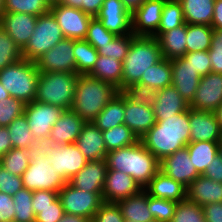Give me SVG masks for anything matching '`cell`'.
<instances>
[{
  "instance_id": "6da1fadb",
  "label": "cell",
  "mask_w": 222,
  "mask_h": 222,
  "mask_svg": "<svg viewBox=\"0 0 222 222\" xmlns=\"http://www.w3.org/2000/svg\"><path fill=\"white\" fill-rule=\"evenodd\" d=\"M140 141L159 161L186 147L190 143L189 109L156 121Z\"/></svg>"
},
{
  "instance_id": "7a4b0ae2",
  "label": "cell",
  "mask_w": 222,
  "mask_h": 222,
  "mask_svg": "<svg viewBox=\"0 0 222 222\" xmlns=\"http://www.w3.org/2000/svg\"><path fill=\"white\" fill-rule=\"evenodd\" d=\"M108 170L131 176L144 189L160 171V161L139 140L136 144L107 153Z\"/></svg>"
},
{
  "instance_id": "3957f363",
  "label": "cell",
  "mask_w": 222,
  "mask_h": 222,
  "mask_svg": "<svg viewBox=\"0 0 222 222\" xmlns=\"http://www.w3.org/2000/svg\"><path fill=\"white\" fill-rule=\"evenodd\" d=\"M118 93V88L111 83L79 75L71 109L85 122H92Z\"/></svg>"
},
{
  "instance_id": "277c9868",
  "label": "cell",
  "mask_w": 222,
  "mask_h": 222,
  "mask_svg": "<svg viewBox=\"0 0 222 222\" xmlns=\"http://www.w3.org/2000/svg\"><path fill=\"white\" fill-rule=\"evenodd\" d=\"M162 58L157 38L136 36L122 62V92H130L140 82L142 74Z\"/></svg>"
},
{
  "instance_id": "5b68a950",
  "label": "cell",
  "mask_w": 222,
  "mask_h": 222,
  "mask_svg": "<svg viewBox=\"0 0 222 222\" xmlns=\"http://www.w3.org/2000/svg\"><path fill=\"white\" fill-rule=\"evenodd\" d=\"M39 73L35 62L21 59L0 70V83L11 98L28 104L36 98Z\"/></svg>"
},
{
  "instance_id": "8992f818",
  "label": "cell",
  "mask_w": 222,
  "mask_h": 222,
  "mask_svg": "<svg viewBox=\"0 0 222 222\" xmlns=\"http://www.w3.org/2000/svg\"><path fill=\"white\" fill-rule=\"evenodd\" d=\"M78 77L70 72H40L35 101L71 109Z\"/></svg>"
},
{
  "instance_id": "52a82bcc",
  "label": "cell",
  "mask_w": 222,
  "mask_h": 222,
  "mask_svg": "<svg viewBox=\"0 0 222 222\" xmlns=\"http://www.w3.org/2000/svg\"><path fill=\"white\" fill-rule=\"evenodd\" d=\"M23 187L35 190H50L59 192L67 181L55 173L44 146L31 151V162L22 174Z\"/></svg>"
},
{
  "instance_id": "ba28073f",
  "label": "cell",
  "mask_w": 222,
  "mask_h": 222,
  "mask_svg": "<svg viewBox=\"0 0 222 222\" xmlns=\"http://www.w3.org/2000/svg\"><path fill=\"white\" fill-rule=\"evenodd\" d=\"M64 38L61 28L50 11L40 15L29 42L22 49V58L35 62Z\"/></svg>"
},
{
  "instance_id": "9c48e42d",
  "label": "cell",
  "mask_w": 222,
  "mask_h": 222,
  "mask_svg": "<svg viewBox=\"0 0 222 222\" xmlns=\"http://www.w3.org/2000/svg\"><path fill=\"white\" fill-rule=\"evenodd\" d=\"M124 124L141 139L156 123L148 96L124 92Z\"/></svg>"
},
{
  "instance_id": "30bf717a",
  "label": "cell",
  "mask_w": 222,
  "mask_h": 222,
  "mask_svg": "<svg viewBox=\"0 0 222 222\" xmlns=\"http://www.w3.org/2000/svg\"><path fill=\"white\" fill-rule=\"evenodd\" d=\"M64 111L61 107L51 104L32 101L25 104L24 115L28 126L37 143L41 146L47 143L50 131Z\"/></svg>"
},
{
  "instance_id": "8fae6325",
  "label": "cell",
  "mask_w": 222,
  "mask_h": 222,
  "mask_svg": "<svg viewBox=\"0 0 222 222\" xmlns=\"http://www.w3.org/2000/svg\"><path fill=\"white\" fill-rule=\"evenodd\" d=\"M64 213L82 216L88 221L93 220L96 211L104 202L102 193L85 192L76 189L68 182L58 192Z\"/></svg>"
},
{
  "instance_id": "7c38bea8",
  "label": "cell",
  "mask_w": 222,
  "mask_h": 222,
  "mask_svg": "<svg viewBox=\"0 0 222 222\" xmlns=\"http://www.w3.org/2000/svg\"><path fill=\"white\" fill-rule=\"evenodd\" d=\"M43 146L46 148L49 161L53 169H55V173L63 177L67 182L80 172L88 162L75 143Z\"/></svg>"
},
{
  "instance_id": "4fadbf2b",
  "label": "cell",
  "mask_w": 222,
  "mask_h": 222,
  "mask_svg": "<svg viewBox=\"0 0 222 222\" xmlns=\"http://www.w3.org/2000/svg\"><path fill=\"white\" fill-rule=\"evenodd\" d=\"M55 17L65 38L84 40L88 26L93 18L80 9L68 7L60 3L50 5L49 10Z\"/></svg>"
},
{
  "instance_id": "5bb4252c",
  "label": "cell",
  "mask_w": 222,
  "mask_h": 222,
  "mask_svg": "<svg viewBox=\"0 0 222 222\" xmlns=\"http://www.w3.org/2000/svg\"><path fill=\"white\" fill-rule=\"evenodd\" d=\"M40 72L76 73L73 39L64 38L36 61Z\"/></svg>"
},
{
  "instance_id": "9a60e30c",
  "label": "cell",
  "mask_w": 222,
  "mask_h": 222,
  "mask_svg": "<svg viewBox=\"0 0 222 222\" xmlns=\"http://www.w3.org/2000/svg\"><path fill=\"white\" fill-rule=\"evenodd\" d=\"M222 104V74L210 72L202 76L189 108L214 112Z\"/></svg>"
},
{
  "instance_id": "2e32d148",
  "label": "cell",
  "mask_w": 222,
  "mask_h": 222,
  "mask_svg": "<svg viewBox=\"0 0 222 222\" xmlns=\"http://www.w3.org/2000/svg\"><path fill=\"white\" fill-rule=\"evenodd\" d=\"M160 171L180 182L186 188L200 176L190 160L187 147L162 159L160 161Z\"/></svg>"
},
{
  "instance_id": "e0dca14e",
  "label": "cell",
  "mask_w": 222,
  "mask_h": 222,
  "mask_svg": "<svg viewBox=\"0 0 222 222\" xmlns=\"http://www.w3.org/2000/svg\"><path fill=\"white\" fill-rule=\"evenodd\" d=\"M166 0H146L132 15V33L135 36L153 37L161 21Z\"/></svg>"
},
{
  "instance_id": "ac0fdd59",
  "label": "cell",
  "mask_w": 222,
  "mask_h": 222,
  "mask_svg": "<svg viewBox=\"0 0 222 222\" xmlns=\"http://www.w3.org/2000/svg\"><path fill=\"white\" fill-rule=\"evenodd\" d=\"M190 143L220 142L222 130L214 112L189 108Z\"/></svg>"
},
{
  "instance_id": "d6986e66",
  "label": "cell",
  "mask_w": 222,
  "mask_h": 222,
  "mask_svg": "<svg viewBox=\"0 0 222 222\" xmlns=\"http://www.w3.org/2000/svg\"><path fill=\"white\" fill-rule=\"evenodd\" d=\"M96 18L115 35L133 34L131 14L125 9L121 0H104Z\"/></svg>"
},
{
  "instance_id": "ffe728a7",
  "label": "cell",
  "mask_w": 222,
  "mask_h": 222,
  "mask_svg": "<svg viewBox=\"0 0 222 222\" xmlns=\"http://www.w3.org/2000/svg\"><path fill=\"white\" fill-rule=\"evenodd\" d=\"M148 97L153 106L156 121L166 120L189 109V103L173 85L159 89Z\"/></svg>"
},
{
  "instance_id": "44dd1931",
  "label": "cell",
  "mask_w": 222,
  "mask_h": 222,
  "mask_svg": "<svg viewBox=\"0 0 222 222\" xmlns=\"http://www.w3.org/2000/svg\"><path fill=\"white\" fill-rule=\"evenodd\" d=\"M38 16L26 13L3 12L0 27L23 49L34 32Z\"/></svg>"
},
{
  "instance_id": "7402d4cb",
  "label": "cell",
  "mask_w": 222,
  "mask_h": 222,
  "mask_svg": "<svg viewBox=\"0 0 222 222\" xmlns=\"http://www.w3.org/2000/svg\"><path fill=\"white\" fill-rule=\"evenodd\" d=\"M143 190L137 182L126 173L107 170L102 191L104 202L117 203Z\"/></svg>"
},
{
  "instance_id": "603a6c76",
  "label": "cell",
  "mask_w": 222,
  "mask_h": 222,
  "mask_svg": "<svg viewBox=\"0 0 222 222\" xmlns=\"http://www.w3.org/2000/svg\"><path fill=\"white\" fill-rule=\"evenodd\" d=\"M85 123L72 109L64 110L53 125L45 145L57 146L75 143Z\"/></svg>"
},
{
  "instance_id": "cb8c5ba5",
  "label": "cell",
  "mask_w": 222,
  "mask_h": 222,
  "mask_svg": "<svg viewBox=\"0 0 222 222\" xmlns=\"http://www.w3.org/2000/svg\"><path fill=\"white\" fill-rule=\"evenodd\" d=\"M170 85H172L171 60L162 58L142 74L140 82L130 92L149 96Z\"/></svg>"
},
{
  "instance_id": "d4e9b609",
  "label": "cell",
  "mask_w": 222,
  "mask_h": 222,
  "mask_svg": "<svg viewBox=\"0 0 222 222\" xmlns=\"http://www.w3.org/2000/svg\"><path fill=\"white\" fill-rule=\"evenodd\" d=\"M172 85L190 104L195 97L201 75L183 57L171 60Z\"/></svg>"
},
{
  "instance_id": "484cf974",
  "label": "cell",
  "mask_w": 222,
  "mask_h": 222,
  "mask_svg": "<svg viewBox=\"0 0 222 222\" xmlns=\"http://www.w3.org/2000/svg\"><path fill=\"white\" fill-rule=\"evenodd\" d=\"M107 170L106 159L88 161L85 167L73 176L68 183L85 192L102 193Z\"/></svg>"
},
{
  "instance_id": "4316f807",
  "label": "cell",
  "mask_w": 222,
  "mask_h": 222,
  "mask_svg": "<svg viewBox=\"0 0 222 222\" xmlns=\"http://www.w3.org/2000/svg\"><path fill=\"white\" fill-rule=\"evenodd\" d=\"M87 161L106 159L107 150L102 131L92 122H86L75 142Z\"/></svg>"
},
{
  "instance_id": "83f0119b",
  "label": "cell",
  "mask_w": 222,
  "mask_h": 222,
  "mask_svg": "<svg viewBox=\"0 0 222 222\" xmlns=\"http://www.w3.org/2000/svg\"><path fill=\"white\" fill-rule=\"evenodd\" d=\"M186 199L201 207L222 202V183L200 175L187 187Z\"/></svg>"
},
{
  "instance_id": "f1b7e54d",
  "label": "cell",
  "mask_w": 222,
  "mask_h": 222,
  "mask_svg": "<svg viewBox=\"0 0 222 222\" xmlns=\"http://www.w3.org/2000/svg\"><path fill=\"white\" fill-rule=\"evenodd\" d=\"M144 190L148 195L155 198L171 200L177 203L186 200L187 188L161 171L154 176Z\"/></svg>"
},
{
  "instance_id": "f546056e",
  "label": "cell",
  "mask_w": 222,
  "mask_h": 222,
  "mask_svg": "<svg viewBox=\"0 0 222 222\" xmlns=\"http://www.w3.org/2000/svg\"><path fill=\"white\" fill-rule=\"evenodd\" d=\"M117 204L125 221L151 222L154 220L148 209V193L144 189Z\"/></svg>"
},
{
  "instance_id": "4dcf8cb0",
  "label": "cell",
  "mask_w": 222,
  "mask_h": 222,
  "mask_svg": "<svg viewBox=\"0 0 222 222\" xmlns=\"http://www.w3.org/2000/svg\"><path fill=\"white\" fill-rule=\"evenodd\" d=\"M122 62L116 58L99 55L93 69L87 74L95 79L111 83L122 92Z\"/></svg>"
},
{
  "instance_id": "1f68e13d",
  "label": "cell",
  "mask_w": 222,
  "mask_h": 222,
  "mask_svg": "<svg viewBox=\"0 0 222 222\" xmlns=\"http://www.w3.org/2000/svg\"><path fill=\"white\" fill-rule=\"evenodd\" d=\"M157 40L165 59L181 58L186 54V23L162 33Z\"/></svg>"
},
{
  "instance_id": "d6a6232c",
  "label": "cell",
  "mask_w": 222,
  "mask_h": 222,
  "mask_svg": "<svg viewBox=\"0 0 222 222\" xmlns=\"http://www.w3.org/2000/svg\"><path fill=\"white\" fill-rule=\"evenodd\" d=\"M124 115V92H119L107 103L92 123L103 132L124 124Z\"/></svg>"
},
{
  "instance_id": "836d02e7",
  "label": "cell",
  "mask_w": 222,
  "mask_h": 222,
  "mask_svg": "<svg viewBox=\"0 0 222 222\" xmlns=\"http://www.w3.org/2000/svg\"><path fill=\"white\" fill-rule=\"evenodd\" d=\"M187 24L211 26L215 0H179Z\"/></svg>"
},
{
  "instance_id": "e575fe53",
  "label": "cell",
  "mask_w": 222,
  "mask_h": 222,
  "mask_svg": "<svg viewBox=\"0 0 222 222\" xmlns=\"http://www.w3.org/2000/svg\"><path fill=\"white\" fill-rule=\"evenodd\" d=\"M190 160L200 175H203L213 159L219 154V142L189 143L187 146Z\"/></svg>"
},
{
  "instance_id": "d590c367",
  "label": "cell",
  "mask_w": 222,
  "mask_h": 222,
  "mask_svg": "<svg viewBox=\"0 0 222 222\" xmlns=\"http://www.w3.org/2000/svg\"><path fill=\"white\" fill-rule=\"evenodd\" d=\"M7 128L13 148L29 149L32 151L40 146L30 131L28 120L24 113L10 123Z\"/></svg>"
},
{
  "instance_id": "8d00e7d4",
  "label": "cell",
  "mask_w": 222,
  "mask_h": 222,
  "mask_svg": "<svg viewBox=\"0 0 222 222\" xmlns=\"http://www.w3.org/2000/svg\"><path fill=\"white\" fill-rule=\"evenodd\" d=\"M213 32L211 26L186 23V53L208 51Z\"/></svg>"
},
{
  "instance_id": "74e56055",
  "label": "cell",
  "mask_w": 222,
  "mask_h": 222,
  "mask_svg": "<svg viewBox=\"0 0 222 222\" xmlns=\"http://www.w3.org/2000/svg\"><path fill=\"white\" fill-rule=\"evenodd\" d=\"M73 51L76 60V73L87 75L93 69L99 56L97 49L85 40L73 39Z\"/></svg>"
},
{
  "instance_id": "f35d334b",
  "label": "cell",
  "mask_w": 222,
  "mask_h": 222,
  "mask_svg": "<svg viewBox=\"0 0 222 222\" xmlns=\"http://www.w3.org/2000/svg\"><path fill=\"white\" fill-rule=\"evenodd\" d=\"M185 24L182 5L179 0H166L163 8L160 25L153 36L158 38L162 33Z\"/></svg>"
},
{
  "instance_id": "ab89813d",
  "label": "cell",
  "mask_w": 222,
  "mask_h": 222,
  "mask_svg": "<svg viewBox=\"0 0 222 222\" xmlns=\"http://www.w3.org/2000/svg\"><path fill=\"white\" fill-rule=\"evenodd\" d=\"M107 152L136 144L140 139L125 124L103 131Z\"/></svg>"
},
{
  "instance_id": "60d3db41",
  "label": "cell",
  "mask_w": 222,
  "mask_h": 222,
  "mask_svg": "<svg viewBox=\"0 0 222 222\" xmlns=\"http://www.w3.org/2000/svg\"><path fill=\"white\" fill-rule=\"evenodd\" d=\"M31 162V150L12 148L1 158V166L12 175L22 176Z\"/></svg>"
},
{
  "instance_id": "b9f144b4",
  "label": "cell",
  "mask_w": 222,
  "mask_h": 222,
  "mask_svg": "<svg viewBox=\"0 0 222 222\" xmlns=\"http://www.w3.org/2000/svg\"><path fill=\"white\" fill-rule=\"evenodd\" d=\"M50 10L46 0H4L3 12L43 15Z\"/></svg>"
},
{
  "instance_id": "7bdbcfd3",
  "label": "cell",
  "mask_w": 222,
  "mask_h": 222,
  "mask_svg": "<svg viewBox=\"0 0 222 222\" xmlns=\"http://www.w3.org/2000/svg\"><path fill=\"white\" fill-rule=\"evenodd\" d=\"M33 191L20 189L14 196L15 222H35L36 215L32 207Z\"/></svg>"
},
{
  "instance_id": "ee69618b",
  "label": "cell",
  "mask_w": 222,
  "mask_h": 222,
  "mask_svg": "<svg viewBox=\"0 0 222 222\" xmlns=\"http://www.w3.org/2000/svg\"><path fill=\"white\" fill-rule=\"evenodd\" d=\"M135 37L134 34L116 35L111 42H107L97 50L98 54L105 57L113 56L123 62Z\"/></svg>"
},
{
  "instance_id": "f6af8a7d",
  "label": "cell",
  "mask_w": 222,
  "mask_h": 222,
  "mask_svg": "<svg viewBox=\"0 0 222 222\" xmlns=\"http://www.w3.org/2000/svg\"><path fill=\"white\" fill-rule=\"evenodd\" d=\"M21 59H23L22 49L0 27V70Z\"/></svg>"
},
{
  "instance_id": "bcb514c9",
  "label": "cell",
  "mask_w": 222,
  "mask_h": 222,
  "mask_svg": "<svg viewBox=\"0 0 222 222\" xmlns=\"http://www.w3.org/2000/svg\"><path fill=\"white\" fill-rule=\"evenodd\" d=\"M170 222H206V220L202 207L186 199L177 203Z\"/></svg>"
},
{
  "instance_id": "7dc6e473",
  "label": "cell",
  "mask_w": 222,
  "mask_h": 222,
  "mask_svg": "<svg viewBox=\"0 0 222 222\" xmlns=\"http://www.w3.org/2000/svg\"><path fill=\"white\" fill-rule=\"evenodd\" d=\"M177 202L155 198L148 195V209L154 220L170 222L173 218Z\"/></svg>"
},
{
  "instance_id": "c3c4849f",
  "label": "cell",
  "mask_w": 222,
  "mask_h": 222,
  "mask_svg": "<svg viewBox=\"0 0 222 222\" xmlns=\"http://www.w3.org/2000/svg\"><path fill=\"white\" fill-rule=\"evenodd\" d=\"M116 35L112 32H109L102 23L96 18H92L87 34L85 37V41L89 42L93 47H95L97 50L107 44V42H111Z\"/></svg>"
},
{
  "instance_id": "681fc988",
  "label": "cell",
  "mask_w": 222,
  "mask_h": 222,
  "mask_svg": "<svg viewBox=\"0 0 222 222\" xmlns=\"http://www.w3.org/2000/svg\"><path fill=\"white\" fill-rule=\"evenodd\" d=\"M25 104L16 98H9L0 103V126L7 127L24 113Z\"/></svg>"
},
{
  "instance_id": "f907efd6",
  "label": "cell",
  "mask_w": 222,
  "mask_h": 222,
  "mask_svg": "<svg viewBox=\"0 0 222 222\" xmlns=\"http://www.w3.org/2000/svg\"><path fill=\"white\" fill-rule=\"evenodd\" d=\"M36 215L35 222H58L64 215V210L58 198L49 206L33 207Z\"/></svg>"
},
{
  "instance_id": "816d5d0a",
  "label": "cell",
  "mask_w": 222,
  "mask_h": 222,
  "mask_svg": "<svg viewBox=\"0 0 222 222\" xmlns=\"http://www.w3.org/2000/svg\"><path fill=\"white\" fill-rule=\"evenodd\" d=\"M93 222H124L117 203L103 202L96 211Z\"/></svg>"
},
{
  "instance_id": "f5cc1de1",
  "label": "cell",
  "mask_w": 222,
  "mask_h": 222,
  "mask_svg": "<svg viewBox=\"0 0 222 222\" xmlns=\"http://www.w3.org/2000/svg\"><path fill=\"white\" fill-rule=\"evenodd\" d=\"M183 58L189 62V64L199 73V75H201V77L212 72L208 51L186 53Z\"/></svg>"
},
{
  "instance_id": "db71d44e",
  "label": "cell",
  "mask_w": 222,
  "mask_h": 222,
  "mask_svg": "<svg viewBox=\"0 0 222 222\" xmlns=\"http://www.w3.org/2000/svg\"><path fill=\"white\" fill-rule=\"evenodd\" d=\"M23 187L22 177L12 175L0 166V192L14 196Z\"/></svg>"
},
{
  "instance_id": "11a10c76",
  "label": "cell",
  "mask_w": 222,
  "mask_h": 222,
  "mask_svg": "<svg viewBox=\"0 0 222 222\" xmlns=\"http://www.w3.org/2000/svg\"><path fill=\"white\" fill-rule=\"evenodd\" d=\"M14 200L9 194L0 192V222L14 221Z\"/></svg>"
},
{
  "instance_id": "9f6ffc18",
  "label": "cell",
  "mask_w": 222,
  "mask_h": 222,
  "mask_svg": "<svg viewBox=\"0 0 222 222\" xmlns=\"http://www.w3.org/2000/svg\"><path fill=\"white\" fill-rule=\"evenodd\" d=\"M58 199V192L50 190H35L33 191L32 207L49 206Z\"/></svg>"
},
{
  "instance_id": "6f0895ef",
  "label": "cell",
  "mask_w": 222,
  "mask_h": 222,
  "mask_svg": "<svg viewBox=\"0 0 222 222\" xmlns=\"http://www.w3.org/2000/svg\"><path fill=\"white\" fill-rule=\"evenodd\" d=\"M206 222H222V202L202 206Z\"/></svg>"
},
{
  "instance_id": "680465c9",
  "label": "cell",
  "mask_w": 222,
  "mask_h": 222,
  "mask_svg": "<svg viewBox=\"0 0 222 222\" xmlns=\"http://www.w3.org/2000/svg\"><path fill=\"white\" fill-rule=\"evenodd\" d=\"M203 176L222 183V157L218 154L207 167Z\"/></svg>"
},
{
  "instance_id": "91938a15",
  "label": "cell",
  "mask_w": 222,
  "mask_h": 222,
  "mask_svg": "<svg viewBox=\"0 0 222 222\" xmlns=\"http://www.w3.org/2000/svg\"><path fill=\"white\" fill-rule=\"evenodd\" d=\"M12 148L13 147L8 128L0 126V159Z\"/></svg>"
},
{
  "instance_id": "94428289",
  "label": "cell",
  "mask_w": 222,
  "mask_h": 222,
  "mask_svg": "<svg viewBox=\"0 0 222 222\" xmlns=\"http://www.w3.org/2000/svg\"><path fill=\"white\" fill-rule=\"evenodd\" d=\"M104 0H82V11L93 18L99 14Z\"/></svg>"
},
{
  "instance_id": "6125c7cd",
  "label": "cell",
  "mask_w": 222,
  "mask_h": 222,
  "mask_svg": "<svg viewBox=\"0 0 222 222\" xmlns=\"http://www.w3.org/2000/svg\"><path fill=\"white\" fill-rule=\"evenodd\" d=\"M211 27L216 30H222V0H215Z\"/></svg>"
},
{
  "instance_id": "be15d7a7",
  "label": "cell",
  "mask_w": 222,
  "mask_h": 222,
  "mask_svg": "<svg viewBox=\"0 0 222 222\" xmlns=\"http://www.w3.org/2000/svg\"><path fill=\"white\" fill-rule=\"evenodd\" d=\"M208 53L212 72L222 74V53H214L210 49L208 50Z\"/></svg>"
},
{
  "instance_id": "e7e4bbea",
  "label": "cell",
  "mask_w": 222,
  "mask_h": 222,
  "mask_svg": "<svg viewBox=\"0 0 222 222\" xmlns=\"http://www.w3.org/2000/svg\"><path fill=\"white\" fill-rule=\"evenodd\" d=\"M210 50L214 53H222V30L214 29Z\"/></svg>"
},
{
  "instance_id": "03108f58",
  "label": "cell",
  "mask_w": 222,
  "mask_h": 222,
  "mask_svg": "<svg viewBox=\"0 0 222 222\" xmlns=\"http://www.w3.org/2000/svg\"><path fill=\"white\" fill-rule=\"evenodd\" d=\"M146 0H121L125 9L132 15Z\"/></svg>"
},
{
  "instance_id": "003e7915",
  "label": "cell",
  "mask_w": 222,
  "mask_h": 222,
  "mask_svg": "<svg viewBox=\"0 0 222 222\" xmlns=\"http://www.w3.org/2000/svg\"><path fill=\"white\" fill-rule=\"evenodd\" d=\"M88 220L82 216L64 213L58 222H87Z\"/></svg>"
},
{
  "instance_id": "a7ac6f4b",
  "label": "cell",
  "mask_w": 222,
  "mask_h": 222,
  "mask_svg": "<svg viewBox=\"0 0 222 222\" xmlns=\"http://www.w3.org/2000/svg\"><path fill=\"white\" fill-rule=\"evenodd\" d=\"M58 3L80 9L82 11V0H59Z\"/></svg>"
},
{
  "instance_id": "89a4df30",
  "label": "cell",
  "mask_w": 222,
  "mask_h": 222,
  "mask_svg": "<svg viewBox=\"0 0 222 222\" xmlns=\"http://www.w3.org/2000/svg\"><path fill=\"white\" fill-rule=\"evenodd\" d=\"M11 98L8 91L3 87V85L0 83V103L5 102L7 99Z\"/></svg>"
},
{
  "instance_id": "2644e50d",
  "label": "cell",
  "mask_w": 222,
  "mask_h": 222,
  "mask_svg": "<svg viewBox=\"0 0 222 222\" xmlns=\"http://www.w3.org/2000/svg\"><path fill=\"white\" fill-rule=\"evenodd\" d=\"M217 121L219 123V126L222 130V104L214 111Z\"/></svg>"
},
{
  "instance_id": "8c879c8a",
  "label": "cell",
  "mask_w": 222,
  "mask_h": 222,
  "mask_svg": "<svg viewBox=\"0 0 222 222\" xmlns=\"http://www.w3.org/2000/svg\"><path fill=\"white\" fill-rule=\"evenodd\" d=\"M3 4H4V0H0V17L2 16V13H3Z\"/></svg>"
},
{
  "instance_id": "753ad0ef",
  "label": "cell",
  "mask_w": 222,
  "mask_h": 222,
  "mask_svg": "<svg viewBox=\"0 0 222 222\" xmlns=\"http://www.w3.org/2000/svg\"><path fill=\"white\" fill-rule=\"evenodd\" d=\"M219 155L222 157V140L219 142Z\"/></svg>"
},
{
  "instance_id": "34e18365",
  "label": "cell",
  "mask_w": 222,
  "mask_h": 222,
  "mask_svg": "<svg viewBox=\"0 0 222 222\" xmlns=\"http://www.w3.org/2000/svg\"><path fill=\"white\" fill-rule=\"evenodd\" d=\"M48 2L49 5L58 3L59 0H46Z\"/></svg>"
},
{
  "instance_id": "11e5206c",
  "label": "cell",
  "mask_w": 222,
  "mask_h": 222,
  "mask_svg": "<svg viewBox=\"0 0 222 222\" xmlns=\"http://www.w3.org/2000/svg\"><path fill=\"white\" fill-rule=\"evenodd\" d=\"M151 222H161V221H159V220H153V221H151Z\"/></svg>"
}]
</instances>
